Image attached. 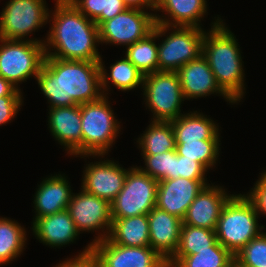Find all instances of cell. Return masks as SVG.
Segmentation results:
<instances>
[{"label":"cell","instance_id":"cell-1","mask_svg":"<svg viewBox=\"0 0 266 267\" xmlns=\"http://www.w3.org/2000/svg\"><path fill=\"white\" fill-rule=\"evenodd\" d=\"M36 80L50 108L82 105L103 96L99 61L45 57Z\"/></svg>","mask_w":266,"mask_h":267},{"label":"cell","instance_id":"cell-2","mask_svg":"<svg viewBox=\"0 0 266 267\" xmlns=\"http://www.w3.org/2000/svg\"><path fill=\"white\" fill-rule=\"evenodd\" d=\"M48 18L52 27L44 40L45 57L61 60H100L102 56L96 46L100 44L98 26L69 0H56L54 12L49 13Z\"/></svg>","mask_w":266,"mask_h":267},{"label":"cell","instance_id":"cell-3","mask_svg":"<svg viewBox=\"0 0 266 267\" xmlns=\"http://www.w3.org/2000/svg\"><path fill=\"white\" fill-rule=\"evenodd\" d=\"M205 33L202 55L207 60L221 90L238 103L245 94L241 51L234 34L218 17Z\"/></svg>","mask_w":266,"mask_h":267},{"label":"cell","instance_id":"cell-4","mask_svg":"<svg viewBox=\"0 0 266 267\" xmlns=\"http://www.w3.org/2000/svg\"><path fill=\"white\" fill-rule=\"evenodd\" d=\"M254 204L245 194L233 195L224 205L217 221V241L233 256L265 228L259 225Z\"/></svg>","mask_w":266,"mask_h":267},{"label":"cell","instance_id":"cell-5","mask_svg":"<svg viewBox=\"0 0 266 267\" xmlns=\"http://www.w3.org/2000/svg\"><path fill=\"white\" fill-rule=\"evenodd\" d=\"M108 96L81 105L82 156L107 155L120 133ZM111 146V147H110Z\"/></svg>","mask_w":266,"mask_h":267},{"label":"cell","instance_id":"cell-6","mask_svg":"<svg viewBox=\"0 0 266 267\" xmlns=\"http://www.w3.org/2000/svg\"><path fill=\"white\" fill-rule=\"evenodd\" d=\"M0 76L17 89L32 76L37 78L45 58L44 40L0 38Z\"/></svg>","mask_w":266,"mask_h":267},{"label":"cell","instance_id":"cell-7","mask_svg":"<svg viewBox=\"0 0 266 267\" xmlns=\"http://www.w3.org/2000/svg\"><path fill=\"white\" fill-rule=\"evenodd\" d=\"M159 181L143 173L138 166L128 171L123 188L110 203L112 219L147 215L156 206Z\"/></svg>","mask_w":266,"mask_h":267},{"label":"cell","instance_id":"cell-8","mask_svg":"<svg viewBox=\"0 0 266 267\" xmlns=\"http://www.w3.org/2000/svg\"><path fill=\"white\" fill-rule=\"evenodd\" d=\"M146 106L153 113V121L171 122L181 113L184 97L177 72L158 71L143 77Z\"/></svg>","mask_w":266,"mask_h":267},{"label":"cell","instance_id":"cell-9","mask_svg":"<svg viewBox=\"0 0 266 267\" xmlns=\"http://www.w3.org/2000/svg\"><path fill=\"white\" fill-rule=\"evenodd\" d=\"M45 4V0H9L0 14V38L25 40L46 25L51 11Z\"/></svg>","mask_w":266,"mask_h":267},{"label":"cell","instance_id":"cell-10","mask_svg":"<svg viewBox=\"0 0 266 267\" xmlns=\"http://www.w3.org/2000/svg\"><path fill=\"white\" fill-rule=\"evenodd\" d=\"M171 29L173 31L158 45L159 71L176 72L202 55L206 30L182 26Z\"/></svg>","mask_w":266,"mask_h":267},{"label":"cell","instance_id":"cell-11","mask_svg":"<svg viewBox=\"0 0 266 267\" xmlns=\"http://www.w3.org/2000/svg\"><path fill=\"white\" fill-rule=\"evenodd\" d=\"M156 25L155 14L138 8H127L98 26L99 42L126 45L146 38Z\"/></svg>","mask_w":266,"mask_h":267},{"label":"cell","instance_id":"cell-12","mask_svg":"<svg viewBox=\"0 0 266 267\" xmlns=\"http://www.w3.org/2000/svg\"><path fill=\"white\" fill-rule=\"evenodd\" d=\"M81 190L79 193L72 194L67 211L79 233L104 231L103 234L95 236L91 244L105 240L111 229V205L107 200L92 195L83 188Z\"/></svg>","mask_w":266,"mask_h":267},{"label":"cell","instance_id":"cell-13","mask_svg":"<svg viewBox=\"0 0 266 267\" xmlns=\"http://www.w3.org/2000/svg\"><path fill=\"white\" fill-rule=\"evenodd\" d=\"M99 267H172L150 246L127 247L108 238L92 244Z\"/></svg>","mask_w":266,"mask_h":267},{"label":"cell","instance_id":"cell-14","mask_svg":"<svg viewBox=\"0 0 266 267\" xmlns=\"http://www.w3.org/2000/svg\"><path fill=\"white\" fill-rule=\"evenodd\" d=\"M81 187L88 193L111 203L123 188L128 171L113 160L86 164ZM121 166V167H120Z\"/></svg>","mask_w":266,"mask_h":267},{"label":"cell","instance_id":"cell-15","mask_svg":"<svg viewBox=\"0 0 266 267\" xmlns=\"http://www.w3.org/2000/svg\"><path fill=\"white\" fill-rule=\"evenodd\" d=\"M206 185H209L207 180L183 177L159 181L156 207L183 220L188 207Z\"/></svg>","mask_w":266,"mask_h":267},{"label":"cell","instance_id":"cell-16","mask_svg":"<svg viewBox=\"0 0 266 267\" xmlns=\"http://www.w3.org/2000/svg\"><path fill=\"white\" fill-rule=\"evenodd\" d=\"M223 188L206 185L188 207L183 224L215 231L224 205L233 196Z\"/></svg>","mask_w":266,"mask_h":267},{"label":"cell","instance_id":"cell-17","mask_svg":"<svg viewBox=\"0 0 266 267\" xmlns=\"http://www.w3.org/2000/svg\"><path fill=\"white\" fill-rule=\"evenodd\" d=\"M48 125L70 155L82 156L81 105L49 108Z\"/></svg>","mask_w":266,"mask_h":267},{"label":"cell","instance_id":"cell-18","mask_svg":"<svg viewBox=\"0 0 266 267\" xmlns=\"http://www.w3.org/2000/svg\"><path fill=\"white\" fill-rule=\"evenodd\" d=\"M185 100L220 94L229 103L234 102L218 86L207 60L201 55L176 71Z\"/></svg>","mask_w":266,"mask_h":267},{"label":"cell","instance_id":"cell-19","mask_svg":"<svg viewBox=\"0 0 266 267\" xmlns=\"http://www.w3.org/2000/svg\"><path fill=\"white\" fill-rule=\"evenodd\" d=\"M147 217L150 247L168 262L178 248L183 221L156 206Z\"/></svg>","mask_w":266,"mask_h":267},{"label":"cell","instance_id":"cell-20","mask_svg":"<svg viewBox=\"0 0 266 267\" xmlns=\"http://www.w3.org/2000/svg\"><path fill=\"white\" fill-rule=\"evenodd\" d=\"M32 225L35 237L53 248L71 244L80 235L67 210L36 218Z\"/></svg>","mask_w":266,"mask_h":267},{"label":"cell","instance_id":"cell-21","mask_svg":"<svg viewBox=\"0 0 266 267\" xmlns=\"http://www.w3.org/2000/svg\"><path fill=\"white\" fill-rule=\"evenodd\" d=\"M64 175L49 176L38 185L34 197L35 219L67 210L72 191Z\"/></svg>","mask_w":266,"mask_h":267},{"label":"cell","instance_id":"cell-22","mask_svg":"<svg viewBox=\"0 0 266 267\" xmlns=\"http://www.w3.org/2000/svg\"><path fill=\"white\" fill-rule=\"evenodd\" d=\"M165 12L168 19L155 14L157 24L167 26L197 27L202 28L201 18L207 12L206 0H156L155 10ZM170 17V18H169ZM171 19V20H170ZM199 21V22H198Z\"/></svg>","mask_w":266,"mask_h":267},{"label":"cell","instance_id":"cell-23","mask_svg":"<svg viewBox=\"0 0 266 267\" xmlns=\"http://www.w3.org/2000/svg\"><path fill=\"white\" fill-rule=\"evenodd\" d=\"M171 31V26L157 24L152 33L126 49L125 57L145 76L159 71L158 45L156 39Z\"/></svg>","mask_w":266,"mask_h":267},{"label":"cell","instance_id":"cell-24","mask_svg":"<svg viewBox=\"0 0 266 267\" xmlns=\"http://www.w3.org/2000/svg\"><path fill=\"white\" fill-rule=\"evenodd\" d=\"M112 243L127 247L150 246L147 215L112 219L107 237Z\"/></svg>","mask_w":266,"mask_h":267},{"label":"cell","instance_id":"cell-25","mask_svg":"<svg viewBox=\"0 0 266 267\" xmlns=\"http://www.w3.org/2000/svg\"><path fill=\"white\" fill-rule=\"evenodd\" d=\"M176 141L220 139L219 125L197 111L181 114L171 121Z\"/></svg>","mask_w":266,"mask_h":267},{"label":"cell","instance_id":"cell-26","mask_svg":"<svg viewBox=\"0 0 266 267\" xmlns=\"http://www.w3.org/2000/svg\"><path fill=\"white\" fill-rule=\"evenodd\" d=\"M99 65L103 95L107 96L110 82L124 92L138 88L139 85L143 88L144 75L125 56L110 66V73H107L102 58L99 60Z\"/></svg>","mask_w":266,"mask_h":267},{"label":"cell","instance_id":"cell-27","mask_svg":"<svg viewBox=\"0 0 266 267\" xmlns=\"http://www.w3.org/2000/svg\"><path fill=\"white\" fill-rule=\"evenodd\" d=\"M141 134L137 143L141 155H155L176 150V140L171 122L153 121Z\"/></svg>","mask_w":266,"mask_h":267},{"label":"cell","instance_id":"cell-28","mask_svg":"<svg viewBox=\"0 0 266 267\" xmlns=\"http://www.w3.org/2000/svg\"><path fill=\"white\" fill-rule=\"evenodd\" d=\"M167 263L172 267H233L234 256L216 241L208 250L196 251V254L185 257H172Z\"/></svg>","mask_w":266,"mask_h":267},{"label":"cell","instance_id":"cell-29","mask_svg":"<svg viewBox=\"0 0 266 267\" xmlns=\"http://www.w3.org/2000/svg\"><path fill=\"white\" fill-rule=\"evenodd\" d=\"M26 231L18 222L0 218V266L15 260L26 245Z\"/></svg>","mask_w":266,"mask_h":267},{"label":"cell","instance_id":"cell-30","mask_svg":"<svg viewBox=\"0 0 266 267\" xmlns=\"http://www.w3.org/2000/svg\"><path fill=\"white\" fill-rule=\"evenodd\" d=\"M220 139H204L197 141H176V152L185 158L194 159L207 170L215 167L220 150Z\"/></svg>","mask_w":266,"mask_h":267},{"label":"cell","instance_id":"cell-31","mask_svg":"<svg viewBox=\"0 0 266 267\" xmlns=\"http://www.w3.org/2000/svg\"><path fill=\"white\" fill-rule=\"evenodd\" d=\"M216 241L214 230L182 224L179 245L173 257H185L196 254V251L208 250Z\"/></svg>","mask_w":266,"mask_h":267},{"label":"cell","instance_id":"cell-32","mask_svg":"<svg viewBox=\"0 0 266 267\" xmlns=\"http://www.w3.org/2000/svg\"><path fill=\"white\" fill-rule=\"evenodd\" d=\"M146 167H138L157 181L176 179V150L155 155H142Z\"/></svg>","mask_w":266,"mask_h":267},{"label":"cell","instance_id":"cell-33","mask_svg":"<svg viewBox=\"0 0 266 267\" xmlns=\"http://www.w3.org/2000/svg\"><path fill=\"white\" fill-rule=\"evenodd\" d=\"M234 266L266 267V232H261L234 255Z\"/></svg>","mask_w":266,"mask_h":267},{"label":"cell","instance_id":"cell-34","mask_svg":"<svg viewBox=\"0 0 266 267\" xmlns=\"http://www.w3.org/2000/svg\"><path fill=\"white\" fill-rule=\"evenodd\" d=\"M207 169L194 159L185 158L176 152V175L190 180H206Z\"/></svg>","mask_w":266,"mask_h":267},{"label":"cell","instance_id":"cell-35","mask_svg":"<svg viewBox=\"0 0 266 267\" xmlns=\"http://www.w3.org/2000/svg\"><path fill=\"white\" fill-rule=\"evenodd\" d=\"M246 197L254 204L257 213L260 216L266 214V171L261 173L260 178L256 181L254 188L249 193L245 194Z\"/></svg>","mask_w":266,"mask_h":267},{"label":"cell","instance_id":"cell-36","mask_svg":"<svg viewBox=\"0 0 266 267\" xmlns=\"http://www.w3.org/2000/svg\"><path fill=\"white\" fill-rule=\"evenodd\" d=\"M22 96L0 97V126L7 124L17 116L23 104Z\"/></svg>","mask_w":266,"mask_h":267},{"label":"cell","instance_id":"cell-37","mask_svg":"<svg viewBox=\"0 0 266 267\" xmlns=\"http://www.w3.org/2000/svg\"><path fill=\"white\" fill-rule=\"evenodd\" d=\"M91 249L92 244L89 243L79 255L67 258L58 266L56 264V267H99L97 257Z\"/></svg>","mask_w":266,"mask_h":267},{"label":"cell","instance_id":"cell-38","mask_svg":"<svg viewBox=\"0 0 266 267\" xmlns=\"http://www.w3.org/2000/svg\"><path fill=\"white\" fill-rule=\"evenodd\" d=\"M88 19L95 20L105 12V0H69Z\"/></svg>","mask_w":266,"mask_h":267},{"label":"cell","instance_id":"cell-39","mask_svg":"<svg viewBox=\"0 0 266 267\" xmlns=\"http://www.w3.org/2000/svg\"><path fill=\"white\" fill-rule=\"evenodd\" d=\"M128 6L123 0H105V12H102L95 20L97 26L125 11Z\"/></svg>","mask_w":266,"mask_h":267},{"label":"cell","instance_id":"cell-40","mask_svg":"<svg viewBox=\"0 0 266 267\" xmlns=\"http://www.w3.org/2000/svg\"><path fill=\"white\" fill-rule=\"evenodd\" d=\"M21 90L13 86L9 81L0 76V97L21 96Z\"/></svg>","mask_w":266,"mask_h":267},{"label":"cell","instance_id":"cell-41","mask_svg":"<svg viewBox=\"0 0 266 267\" xmlns=\"http://www.w3.org/2000/svg\"><path fill=\"white\" fill-rule=\"evenodd\" d=\"M128 8H138L145 9L149 8L150 10H155L156 0H123Z\"/></svg>","mask_w":266,"mask_h":267}]
</instances>
